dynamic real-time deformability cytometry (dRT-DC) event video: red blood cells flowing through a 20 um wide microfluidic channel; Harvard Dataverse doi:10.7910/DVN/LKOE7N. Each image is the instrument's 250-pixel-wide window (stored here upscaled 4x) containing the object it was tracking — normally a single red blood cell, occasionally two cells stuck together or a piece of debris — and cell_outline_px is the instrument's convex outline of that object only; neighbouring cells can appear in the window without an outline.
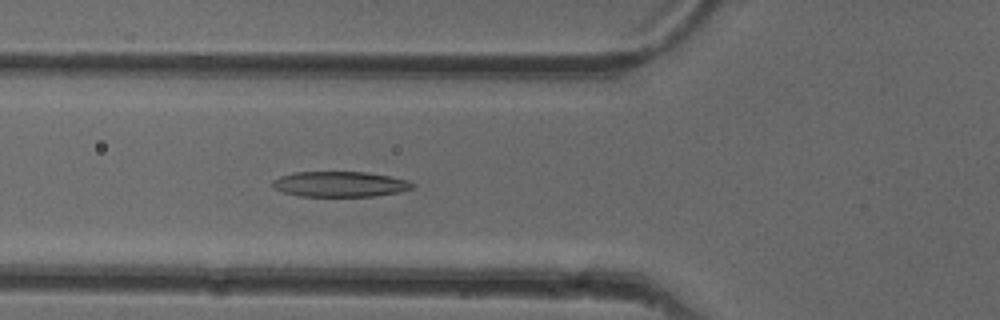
{"species": "common noctule bat (a hibernating species)", "species_latin": "Nyctalus noctula", "temperature_condition": "cold", "stored_images_in_passage": 52, "camera_frame_rate_fps": 3000, "um_per_image_px": 0.085, "animal": {"sex": "female"}, "frame": {"image": 1, "passage_image": 19, "time_ms": 6.0, "image_size_px": [1000, 320], "cell_outline_px": [[416, 184], [412, 188], [400, 192], [376, 196], [300, 196], [284, 192], [272, 188], [272, 180], [280, 176], [292, 172], [364, 172], [388, 176], [408, 180]], "centroid_in_image_um": [28.88, 15.65], "position_along_channel_um": 96.9, "area_um2": 20.75}}
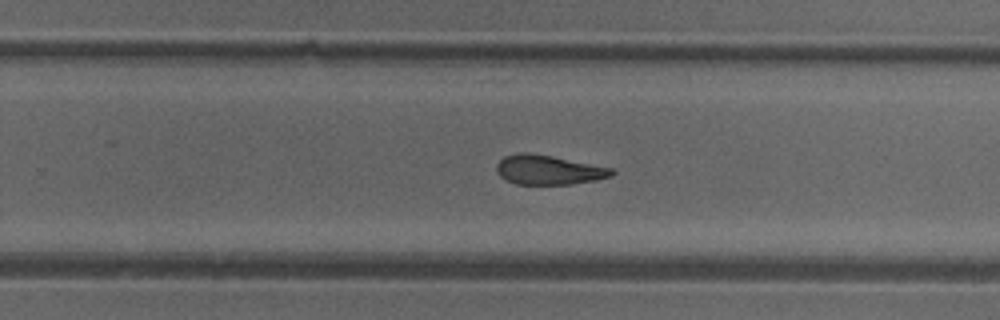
{"frame": {"image": 2, "passage_image": 33, "time_ms": 10.667, "image_size_px": [1000, 320], "cell_outline_px": [[616, 172], [612, 176], [596, 180], [572, 184], [516, 184], [504, 180], [496, 172], [496, 164], [504, 156], [520, 152], [528, 152], [552, 156], [612, 168]], "centroid_in_image_um": [46.6, 14.44], "position_along_channel_um": 283.2, "area_um2": 19.88}}
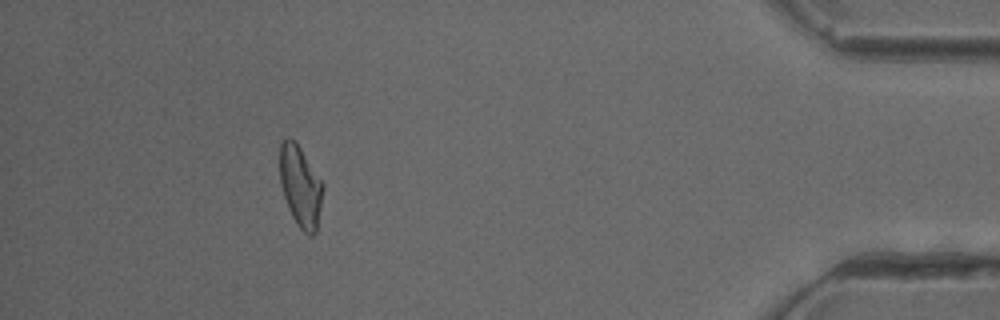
{"frame": {"image": 3, "passage_image": 47, "time_ms": 15.333, "image_size_px": [1000, 320], "cell_outline_px": [[324, 188], [316, 232], [312, 236], [308, 236], [296, 224], [288, 208], [280, 184], [280, 144], [288, 136], [300, 148], [324, 184]], "centroid_in_image_um": [25.54, 15.88], "position_along_channel_um": 409.7, "area_um2": 20.29}, "authors_computed_cell_mechanics": {"area_um2": 21.0392, "velocity_mm_per_s": 3.981, "shape_relaxation_time_tau1_ms": 8.0669, "shape_relaxation_time_tau2_ms": 3.7015, "deformation_change_tau1": 0.2083, "deformation_change_tau2": 0.1282}}